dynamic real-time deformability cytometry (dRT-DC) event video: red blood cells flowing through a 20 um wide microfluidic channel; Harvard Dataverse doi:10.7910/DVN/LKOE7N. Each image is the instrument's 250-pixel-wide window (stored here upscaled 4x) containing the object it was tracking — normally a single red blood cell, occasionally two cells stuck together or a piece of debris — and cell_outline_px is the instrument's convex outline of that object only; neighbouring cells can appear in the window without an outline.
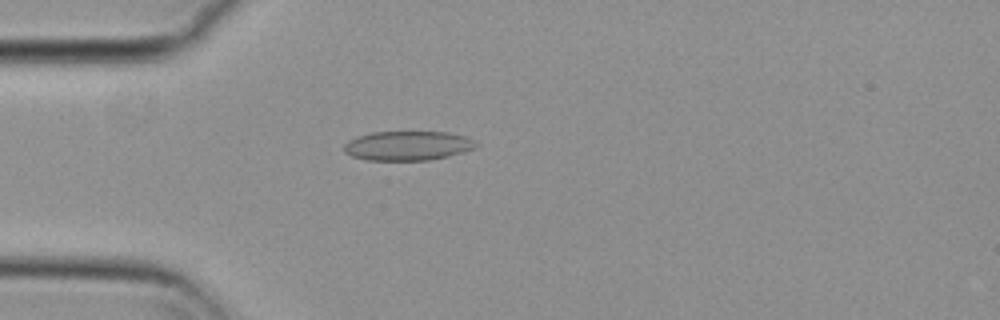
{"species": "common noctule bat (a hibernating species)", "species_latin": "Nyctalus noctula", "temperature_condition": "cold", "stored_images_in_passage": 55, "camera_frame_rate_fps": 3000, "um_per_image_px": 0.085, "animal": {"sex": "female", "body_mass_g": 29.2, "forearm_length_mm": 56.3}, "frame": {"image": 1, "passage_image": 15, "time_ms": 4.667, "image_size_px": [1000, 320], "cell_outline_px": [[480, 144], [464, 152], [432, 160], [368, 160], [352, 156], [344, 152], [344, 144], [348, 140], [356, 136], [372, 132], [448, 132], [464, 136], [476, 140]], "centroid_in_image_um": [34.66, 12.38], "position_along_channel_um": 50.3, "area_um2": 22.72}}
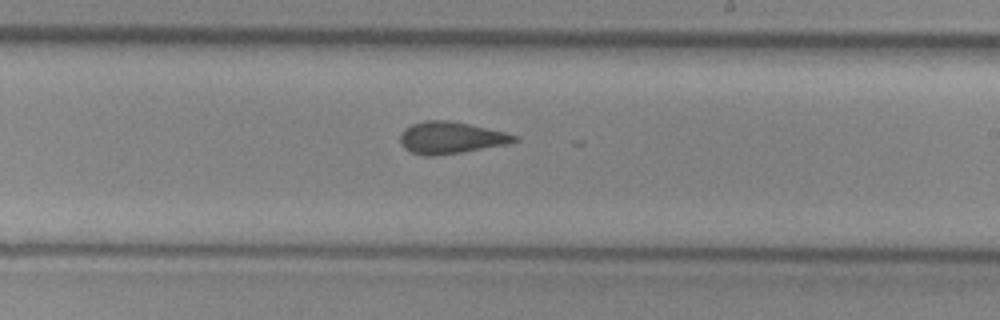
{"frame": {"image": 2, "passage_image": 32, "time_ms": 10.333, "image_size_px": [1000, 320], "cell_outline_px": [[520, 140], [508, 144], [436, 156], [424, 156], [412, 152], [404, 148], [400, 144], [400, 132], [404, 128], [412, 124], [424, 120], [448, 120], [468, 124], [504, 132], [516, 136]], "centroid_in_image_um": [38.27, 11.71], "position_along_channel_um": 250.7, "area_um2": 21.15}}
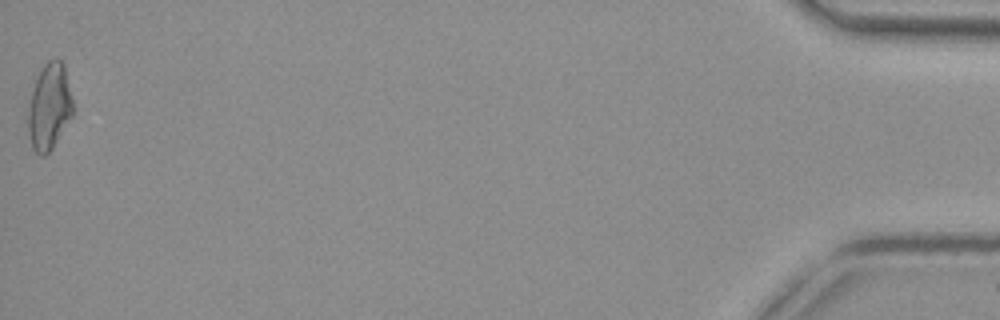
{"frame": {"image": 3, "passage_image": 55, "time_ms": 18.0, "image_size_px": [1000, 320], "cell_outline_px": [[72, 116], [52, 148], [44, 156], [40, 156], [32, 148], [28, 132], [28, 108], [32, 92], [36, 80], [44, 64], [48, 60], [56, 56], [64, 64], [72, 100]], "centroid_in_image_um": [4.18, 9.06], "position_along_channel_um": 431.0, "area_um2": 22.31}, "authors_computed_cell_mechanics": {"area_um2": 21.6172, "velocity_mm_per_s": 3.7191, "shape_relaxation_time_tau1_ms": null, "shape_relaxation_time_tau2_ms": 2.1847, "deformation_change_tau1": null, "deformation_change_tau2": 0.0768}}